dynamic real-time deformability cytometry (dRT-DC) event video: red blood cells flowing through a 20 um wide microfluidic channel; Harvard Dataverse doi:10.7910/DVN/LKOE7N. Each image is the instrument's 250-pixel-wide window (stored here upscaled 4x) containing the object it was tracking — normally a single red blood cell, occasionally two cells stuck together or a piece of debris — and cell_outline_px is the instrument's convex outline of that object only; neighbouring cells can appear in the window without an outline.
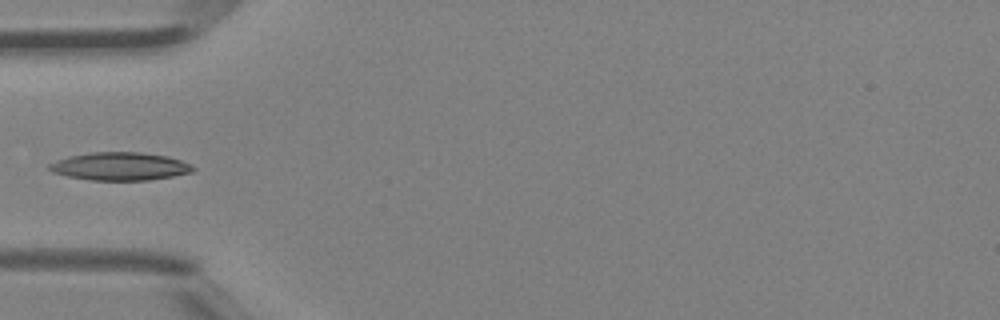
{"species": "Egyptian fruit bat (a non-hibernating species)", "species_latin": "Rousettus aegyptiacus", "temperature_condition": "room temperature", "stored_images_in_passage": 5, "camera_frame_rate_fps": 3000, "um_per_image_px": 0.085, "animal": {"sex": "female"}, "frame": {"image": 1, "passage_image": 4, "time_ms": 1.0, "image_size_px": [1000, 320], "cell_outline_px": [[196, 168], [192, 172], [172, 176], [148, 180], [92, 180], [68, 176], [52, 172], [48, 168], [48, 164], [56, 160], [68, 156], [88, 152], [140, 152], [168, 156], [180, 160]], "centroid_in_image_um": [10.16, 14.13], "position_along_channel_um": 74.8, "area_um2": 23.41}}
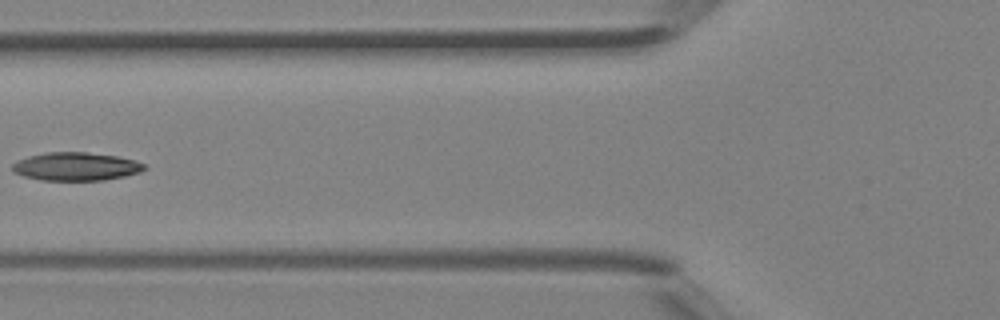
{"frame": {"image": 2, "passage_image": 5, "time_ms": 1.333, "image_size_px": [1000, 320], "cell_outline_px": [[148, 168], [140, 172], [124, 176], [104, 180], [40, 180], [24, 176], [16, 172], [12, 168], [12, 164], [28, 156], [48, 152], [88, 152], [116, 156], [136, 160], [144, 164]], "centroid_in_image_um": [6.5, 14.15], "position_along_channel_um": 119.3, "area_um2": 21.62}}